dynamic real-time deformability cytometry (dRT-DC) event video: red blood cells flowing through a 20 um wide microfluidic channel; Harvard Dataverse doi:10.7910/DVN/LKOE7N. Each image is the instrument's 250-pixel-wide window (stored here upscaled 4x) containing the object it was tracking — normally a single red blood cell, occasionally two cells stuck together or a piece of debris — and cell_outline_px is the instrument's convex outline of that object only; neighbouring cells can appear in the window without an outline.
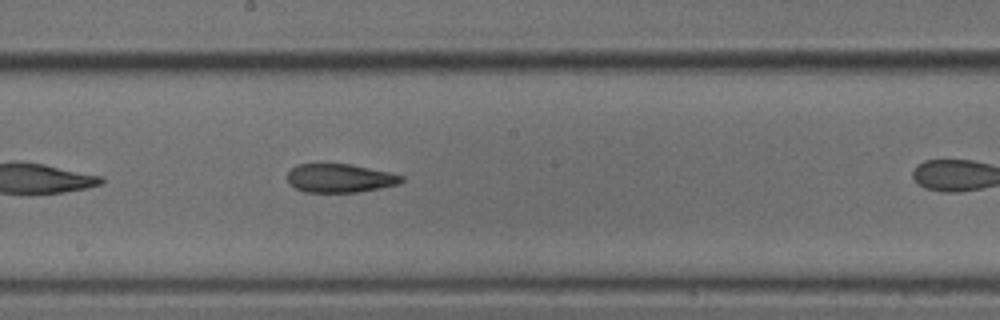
{"species": "common noctule bat (a hibernating species)", "species_latin": "Nyctalus noctula", "temperature_condition": "cold", "stored_images_in_passage": 32, "camera_frame_rate_fps": 3000, "um_per_image_px": 0.085, "animal": {"sex": "male", "body_mass_g": 18.8}, "frame": {"image": 1, "passage_image": 19, "time_ms": 6.0, "image_size_px": [1000, 320], "cell_outline_px": [[404, 180], [400, 184], [380, 188], [356, 192], [304, 192], [288, 184], [288, 172], [296, 164], [352, 164], [388, 172], [404, 176]], "centroid_in_image_um": [28.89, 15.14], "position_along_channel_um": 219.3, "area_um2": 19.07}}